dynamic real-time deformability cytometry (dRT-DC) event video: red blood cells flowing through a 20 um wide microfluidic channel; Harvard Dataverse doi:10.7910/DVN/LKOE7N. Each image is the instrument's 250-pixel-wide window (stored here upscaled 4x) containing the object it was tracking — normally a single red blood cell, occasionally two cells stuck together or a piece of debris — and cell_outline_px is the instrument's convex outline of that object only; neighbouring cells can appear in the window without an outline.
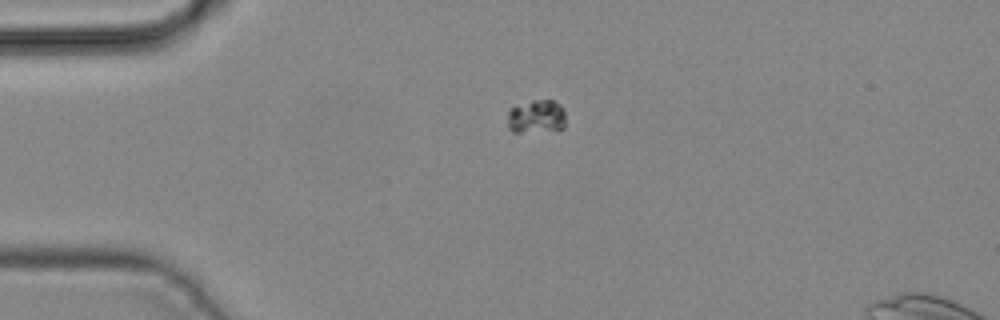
{"species": "common noctule bat (a hibernating species)", "species_latin": "Nyctalus noctula", "temperature_condition": "cold", "stored_images_in_passage": 4, "camera_frame_rate_fps": 3000, "um_per_image_px": 0.085, "animal": {"sex": "male", "body_mass_g": 19.2, "forearm_length_mm": 51.8}, "frame": {"image": 1, "passage_image": 3, "time_ms": 0.667, "image_size_px": [1000, 320], "cell_outline_px": [[564, 128], [520, 132], [512, 132], [508, 128], [508, 108], [516, 104], [532, 100], [556, 100], [564, 108]], "centroid_in_image_um": [45.55, 9.87], "position_along_channel_um": 39.4, "area_um2": 11.44}}